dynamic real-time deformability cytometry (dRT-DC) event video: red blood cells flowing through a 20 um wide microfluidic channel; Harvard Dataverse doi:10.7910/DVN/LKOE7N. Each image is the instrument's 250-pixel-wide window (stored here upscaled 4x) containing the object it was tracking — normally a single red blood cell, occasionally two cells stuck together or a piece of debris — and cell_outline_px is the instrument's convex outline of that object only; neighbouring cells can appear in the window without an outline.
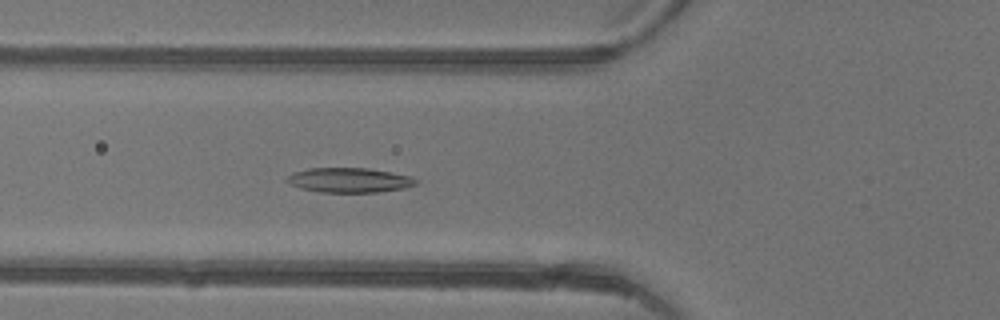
{"species": "common noctule bat (a hibernating species)", "species_latin": "Nyctalus noctula", "temperature_condition": "warm", "stored_images_in_passage": 44, "camera_frame_rate_fps": 3000, "um_per_image_px": 0.085, "animal": {"sex": "female"}, "frame": {"image": 1, "passage_image": 15, "time_ms": 4.667, "image_size_px": [1000, 320], "cell_outline_px": [[420, 180], [416, 184], [404, 188], [376, 192], [320, 192], [300, 188], [284, 180], [292, 172], [308, 168], [368, 168], [412, 176]], "centroid_in_image_um": [29.69, 15.3], "position_along_channel_um": 96.1, "area_um2": 18.61}}
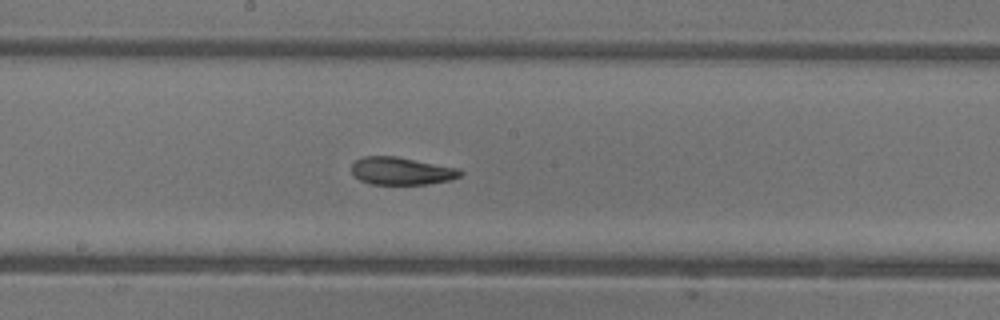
{"frame": {"image": 2, "passage_image": 23, "time_ms": 7.333, "image_size_px": [1000, 320], "cell_outline_px": [[464, 172], [460, 176], [448, 180], [428, 184], [368, 184], [360, 180], [352, 172], [352, 164], [356, 160], [364, 156], [396, 156], [460, 168]], "centroid_in_image_um": [34.14, 14.53], "position_along_channel_um": 214.1, "area_um2": 17.51}}
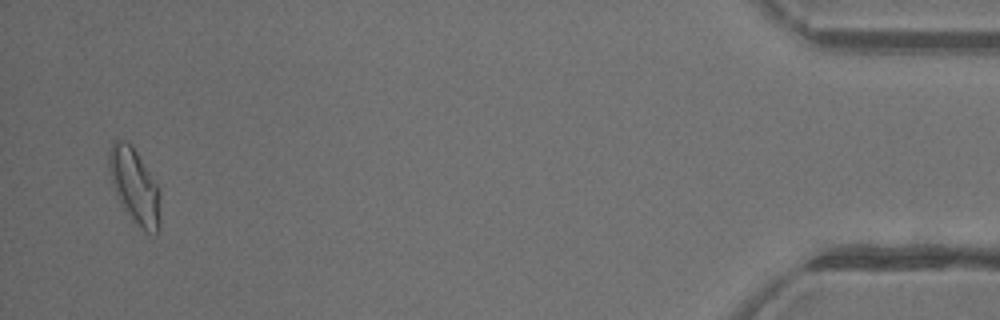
{"frame": {"image": 3, "passage_image": 43, "time_ms": 14.0, "image_size_px": [1000, 320], "cell_outline_px": [[160, 232], [156, 236], [152, 236], [144, 232], [136, 224], [120, 204], [116, 196], [112, 184], [108, 168], [108, 152], [112, 140], [124, 140], [132, 144], [160, 188]], "centroid_in_image_um": [11.46, 15.85], "position_along_channel_um": 423.7, "area_um2": 23.24}, "authors_computed_cell_mechanics": {"area_um2": 18.9006, "velocity_mm_per_s": 4.3983, "shape_relaxation_time_tau1_ms": 5.8407, "shape_relaxation_time_tau2_ms": 2.6995, "deformation_change_tau1": 0.1999, "deformation_change_tau2": 0.0762}}